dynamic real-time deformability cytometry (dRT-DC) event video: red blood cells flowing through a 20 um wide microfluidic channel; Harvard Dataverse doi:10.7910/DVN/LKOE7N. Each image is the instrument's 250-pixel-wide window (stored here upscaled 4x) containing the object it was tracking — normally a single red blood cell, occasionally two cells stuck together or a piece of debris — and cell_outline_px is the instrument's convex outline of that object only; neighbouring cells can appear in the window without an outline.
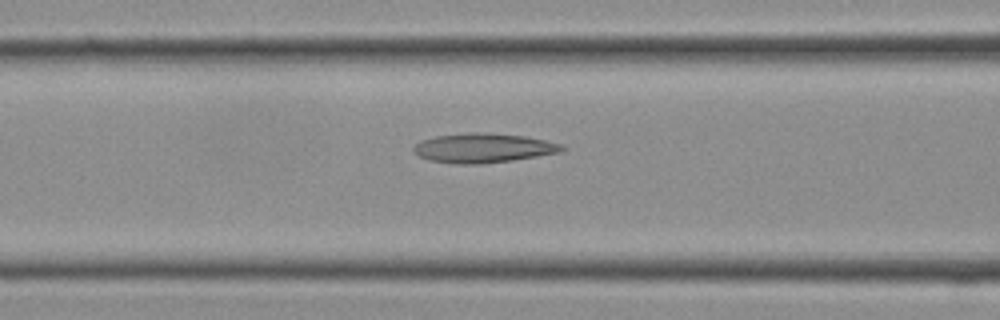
{"species": "Egyptian fruit bat (a non-hibernating species)", "species_latin": "Rousettus aegyptiacus", "temperature_condition": "cold", "stored_images_in_passage": 11, "camera_frame_rate_fps": 3000, "um_per_image_px": 0.085, "frame": {"image": 1, "passage_image": 7, "time_ms": 2.0, "image_size_px": [1000, 320], "cell_outline_px": [[568, 148], [560, 152], [512, 160], [484, 164], [456, 164], [428, 160], [412, 152], [412, 148], [420, 140], [436, 136], [468, 132], [476, 132], [524, 136], [544, 140], [560, 144]], "centroid_in_image_um": [41.03, 12.58], "position_along_channel_um": 125.6, "area_um2": 25.37}}
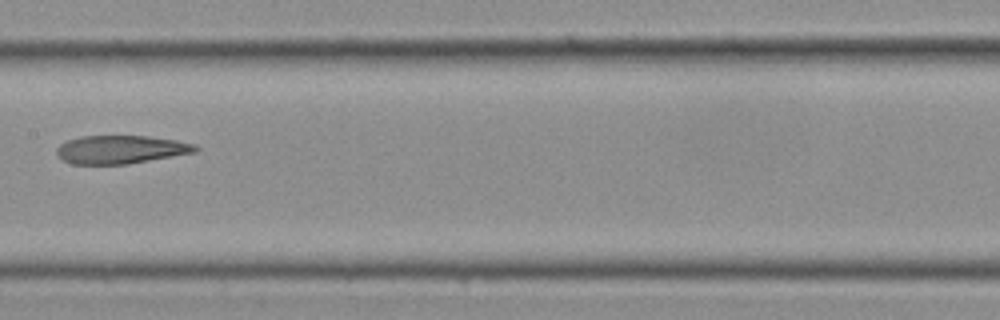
{"frame": {"image": 2, "passage_image": 10, "time_ms": 3.0, "image_size_px": [1000, 320], "cell_outline_px": [[200, 148], [196, 152], [128, 164], [72, 164], [56, 156], [56, 148], [60, 144], [68, 140], [80, 136], [148, 136], [176, 140], [196, 144]], "centroid_in_image_um": [10.27, 12.71], "position_along_channel_um": 197.1, "area_um2": 22.95}}